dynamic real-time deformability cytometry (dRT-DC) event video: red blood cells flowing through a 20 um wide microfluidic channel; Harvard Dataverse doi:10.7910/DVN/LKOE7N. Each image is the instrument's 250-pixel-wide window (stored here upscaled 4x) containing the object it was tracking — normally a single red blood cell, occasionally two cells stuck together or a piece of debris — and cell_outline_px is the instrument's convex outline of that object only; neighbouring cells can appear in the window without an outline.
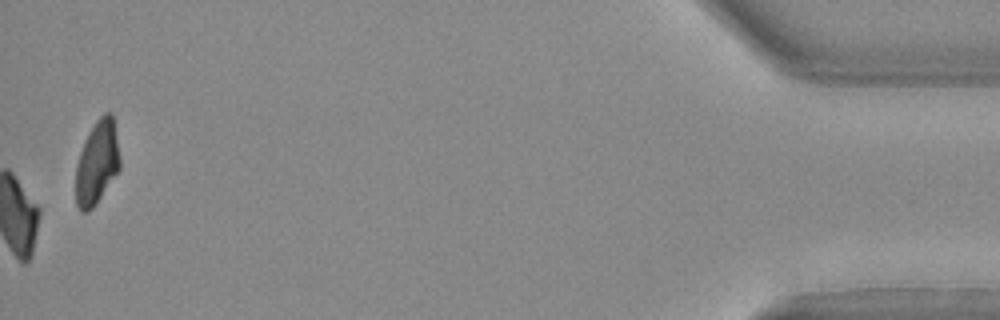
{"species": "Egyptian fruit bat (a non-hibernating species)", "species_latin": "Rousettus aegyptiacus", "temperature_condition": "warm", "stored_images_in_passage": 40, "camera_frame_rate_fps": 3000, "um_per_image_px": 0.085, "animal": {"sex": "female"}, "frame": {"image": 1, "passage_image": 40, "time_ms": 13.0, "image_size_px": [1000, 320], "cell_outline_px": [[120, 168], [96, 204], [88, 212], [80, 212], [76, 204], [76, 164], [84, 140], [88, 132], [96, 120], [104, 112], [112, 112], [120, 160]], "centroid_in_image_um": [8.23, 13.82], "position_along_channel_um": 427.0, "area_um2": 21.5}}